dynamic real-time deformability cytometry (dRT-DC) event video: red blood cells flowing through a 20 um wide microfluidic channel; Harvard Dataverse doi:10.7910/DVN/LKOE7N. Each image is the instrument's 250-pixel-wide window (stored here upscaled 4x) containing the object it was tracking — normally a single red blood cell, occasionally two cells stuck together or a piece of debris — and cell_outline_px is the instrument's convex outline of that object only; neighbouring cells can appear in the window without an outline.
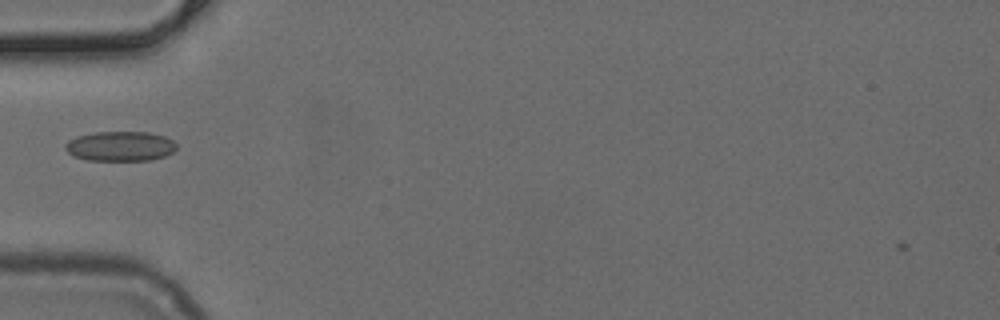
{"species": "common noctule bat (a hibernating species)", "species_latin": "Nyctalus noctula", "temperature_condition": "cold", "stored_images_in_passage": 36, "camera_frame_rate_fps": 3000, "um_per_image_px": 0.085, "animal": {"sex": "female", "body_mass_g": 24.6, "forearm_length_mm": 56.2}, "frame": {"image": 1, "passage_image": 3, "time_ms": 0.667, "image_size_px": [1000, 320], "cell_outline_px": [[176, 148], [172, 152], [164, 156], [152, 160], [88, 160], [72, 156], [64, 148], [64, 144], [68, 140], [76, 136], [96, 132], [148, 132], [164, 136], [172, 140], [176, 144]], "centroid_in_image_um": [10.19, 12.42], "position_along_channel_um": 74.8, "area_um2": 19.36}}
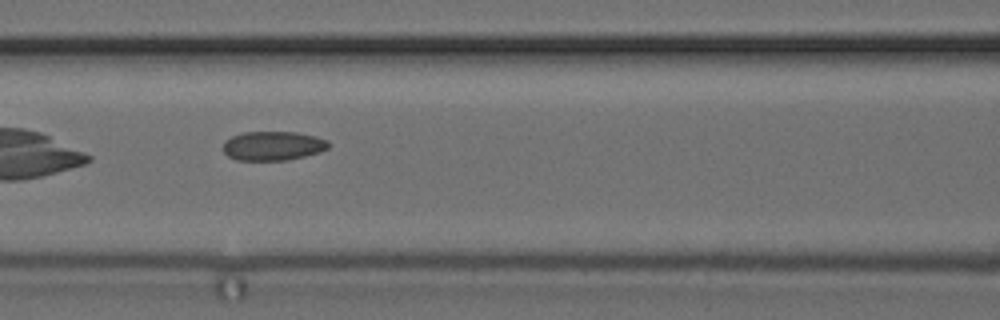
{"frame": {"image": 2, "passage_image": 8, "time_ms": 2.333, "image_size_px": [1000, 320], "cell_outline_px": [[332, 144], [328, 148], [320, 152], [288, 160], [236, 160], [228, 156], [224, 152], [224, 140], [232, 136], [244, 132], [296, 132], [316, 136], [328, 140]], "centroid_in_image_um": [23.23, 12.39], "position_along_channel_um": 143.4, "area_um2": 18.03}}
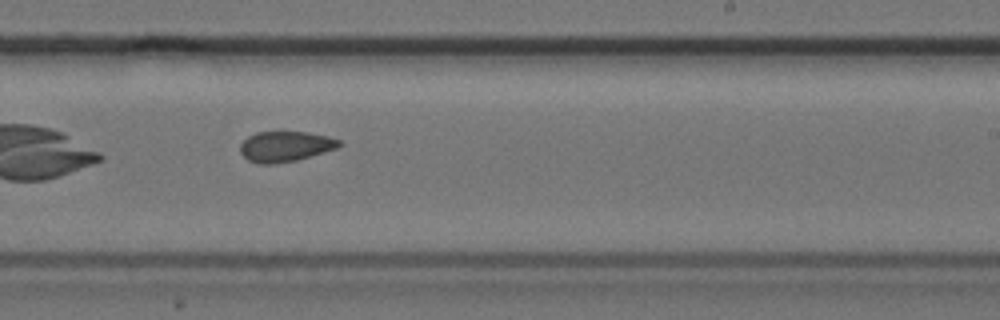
{"frame": {"image": 3, "passage_image": 17, "time_ms": 5.333, "image_size_px": [1000, 320], "cell_outline_px": [[344, 144], [336, 148], [296, 160], [272, 164], [260, 164], [248, 160], [240, 152], [240, 144], [248, 136], [256, 132], [308, 132], [328, 136], [340, 140]], "centroid_in_image_um": [24.25, 12.44], "position_along_channel_um": 264.8, "area_um2": 17.46}}